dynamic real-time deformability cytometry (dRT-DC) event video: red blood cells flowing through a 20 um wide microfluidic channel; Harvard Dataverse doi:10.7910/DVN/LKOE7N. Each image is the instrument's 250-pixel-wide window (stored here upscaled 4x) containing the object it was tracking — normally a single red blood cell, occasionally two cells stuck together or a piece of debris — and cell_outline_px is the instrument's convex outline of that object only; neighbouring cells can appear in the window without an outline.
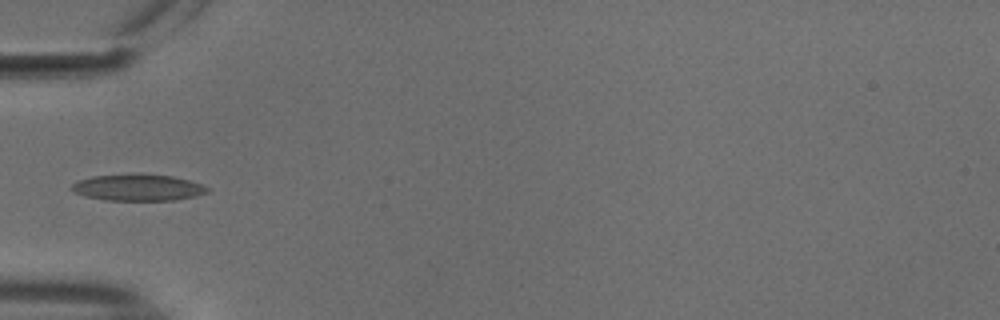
{"species": "common noctule bat (a hibernating species)", "species_latin": "Nyctalus noctula", "temperature_condition": "cold", "stored_images_in_passage": 37, "camera_frame_rate_fps": 3000, "um_per_image_px": 0.085, "animal": {"sex": "male", "body_mass_g": 18.8}, "frame": {"image": 1, "passage_image": 1, "time_ms": 0.0, "image_size_px": [1000, 320], "cell_outline_px": [[208, 192], [196, 196], [172, 200], [104, 200], [88, 196], [76, 192], [72, 188], [72, 184], [80, 180], [92, 176], [172, 176], [188, 180], [200, 184], [208, 188]], "centroid_in_image_um": [11.76, 15.97], "position_along_channel_um": 73.2, "area_um2": 19.83}}
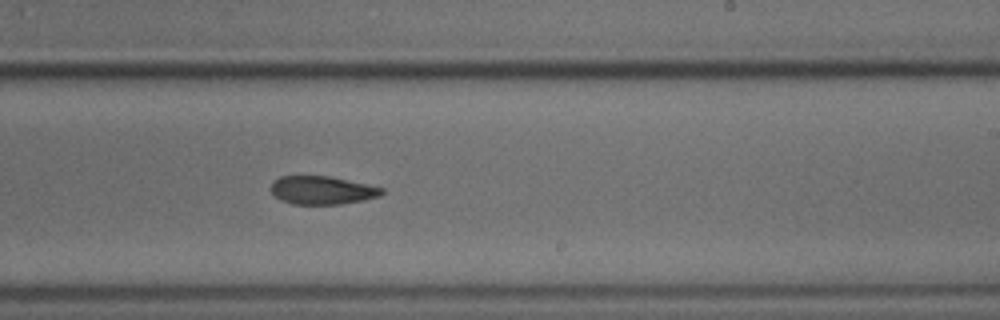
{"frame": {"image": 2, "passage_image": 16, "time_ms": 5.0, "image_size_px": [1000, 320], "cell_outline_px": [[384, 192], [380, 196], [340, 204], [292, 204], [280, 200], [272, 192], [272, 184], [280, 176], [328, 176], [384, 188]], "centroid_in_image_um": [27.37, 16.17], "position_along_channel_um": 261.6, "area_um2": 17.92}}
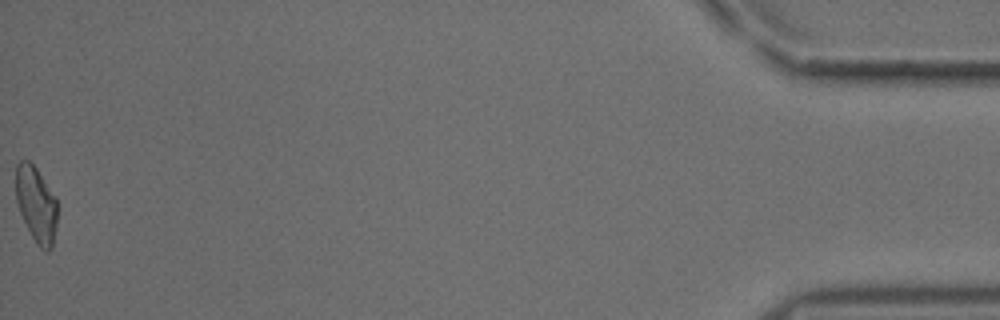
{"frame": {"image": 3, "passage_image": 37, "time_ms": 12.0, "image_size_px": [1000, 320], "cell_outline_px": [[56, 228], [52, 248], [48, 252], [44, 252], [36, 244], [20, 212], [16, 200], [16, 164], [20, 160], [28, 160], [36, 168], [56, 196]], "centroid_in_image_um": [3.09, 17.38], "position_along_channel_um": 432.1, "area_um2": 18.32}, "authors_computed_cell_mechanics": {"area_um2": 18.9584, "velocity_mm_per_s": 3.7558, "shape_relaxation_time_tau1_ms": null, "shape_relaxation_time_tau2_ms": 2.9922, "deformation_change_tau1": null, "deformation_change_tau2": 0.0989}}